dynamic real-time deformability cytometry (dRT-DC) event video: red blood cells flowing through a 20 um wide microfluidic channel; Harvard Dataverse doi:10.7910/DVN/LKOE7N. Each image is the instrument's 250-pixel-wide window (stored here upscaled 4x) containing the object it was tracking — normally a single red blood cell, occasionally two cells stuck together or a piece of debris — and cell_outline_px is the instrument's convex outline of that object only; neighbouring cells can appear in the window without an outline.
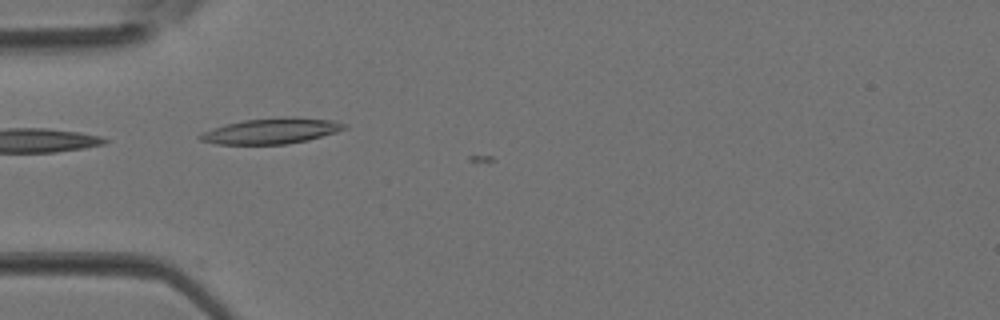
{"species": "Egyptian fruit bat (a non-hibernating species)", "species_latin": "Rousettus aegyptiacus", "temperature_condition": "room temperature", "stored_images_in_passage": 4, "camera_frame_rate_fps": 3000, "um_per_image_px": 0.085, "animal": {"sex": "female"}, "frame": {"image": 1, "passage_image": 3, "time_ms": 0.667, "image_size_px": [1000, 320], "cell_outline_px": [[348, 128], [336, 132], [308, 140], [284, 144], [216, 144], [200, 140], [196, 136], [212, 128], [244, 120], [332, 120], [348, 124]], "centroid_in_image_um": [23.01, 11.19], "position_along_channel_um": 62.0, "area_um2": 20.23}}
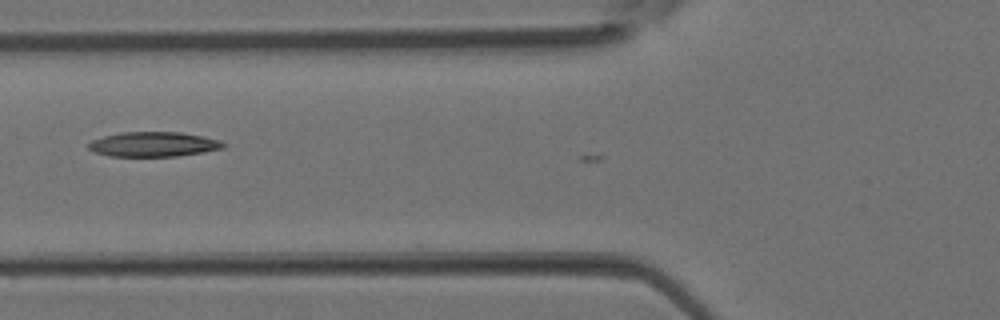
{"frame": {"image": 2, "passage_image": 4, "time_ms": 1.0, "image_size_px": [1000, 320], "cell_outline_px": [[228, 144], [224, 148], [176, 156], [108, 156], [96, 152], [88, 148], [88, 144], [92, 140], [104, 136], [120, 132], [180, 132], [204, 136], [220, 140]], "centroid_in_image_um": [13.07, 12.25], "position_along_channel_um": 112.7, "area_um2": 19.42}}